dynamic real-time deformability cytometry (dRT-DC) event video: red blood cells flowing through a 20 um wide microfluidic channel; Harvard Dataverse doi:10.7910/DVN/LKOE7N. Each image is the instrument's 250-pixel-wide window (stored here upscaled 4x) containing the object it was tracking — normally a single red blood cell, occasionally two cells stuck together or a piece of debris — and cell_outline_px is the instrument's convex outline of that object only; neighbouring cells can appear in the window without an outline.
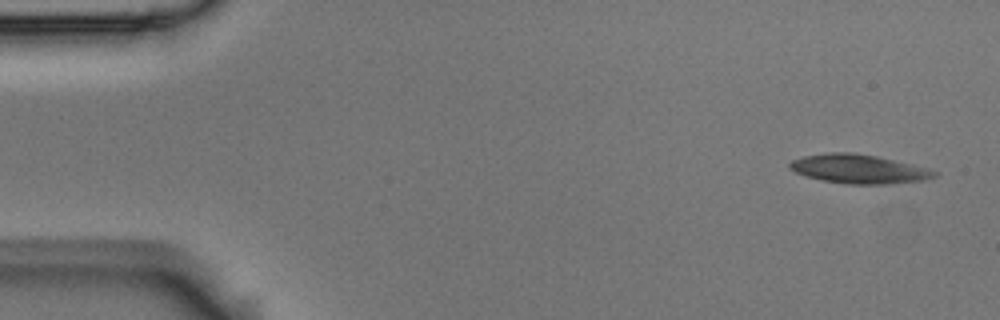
{"species": "Egyptian fruit bat (a non-hibernating species)", "species_latin": "Rousettus aegyptiacus", "temperature_condition": "room temperature", "stored_images_in_passage": 3, "camera_frame_rate_fps": 3000, "um_per_image_px": 0.085, "animal": {"sex": "male"}, "frame": {"image": 1, "passage_image": 1, "time_ms": 0.0, "image_size_px": [1000, 320], "cell_outline_px": [[940, 172], [936, 176], [924, 180], [892, 184], [844, 184], [824, 180], [808, 176], [796, 172], [788, 168], [788, 164], [792, 160], [804, 156], [828, 152], [852, 152], [876, 156]], "centroid_in_image_um": [72.97, 14.36], "position_along_channel_um": 12.0, "area_um2": 24.16}}